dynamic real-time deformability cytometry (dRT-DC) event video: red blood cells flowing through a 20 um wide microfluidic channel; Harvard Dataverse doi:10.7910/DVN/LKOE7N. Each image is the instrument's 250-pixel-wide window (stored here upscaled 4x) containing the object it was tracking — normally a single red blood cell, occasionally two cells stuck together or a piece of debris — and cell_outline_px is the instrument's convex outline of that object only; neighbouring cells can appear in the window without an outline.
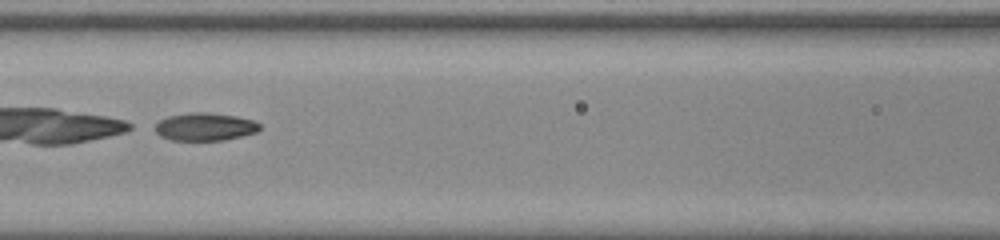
{"species": "common noctule bat (a hibernating species)", "species_latin": "Nyctalus noctula", "temperature_condition": "room temperature", "stored_images_in_passage": 55, "camera_frame_rate_fps": 3000, "um_per_image_px": 0.085, "animal": {"sex": "male", "body_mass_g": 20.0, "forearm_length_mm": 53.3}, "frame": {"image": 1, "passage_image": 28, "time_ms": 9.0, "image_size_px": [1000, 240], "cell_outline_px": [[260, 128], [256, 132], [224, 140], [168, 140], [160, 136], [156, 132], [156, 124], [160, 120], [168, 116], [188, 112], [208, 112], [236, 116], [252, 120], [260, 124]], "centroid_in_image_um": [17.4, 10.77], "position_along_channel_um": 149.2, "area_um2": 16.94}}
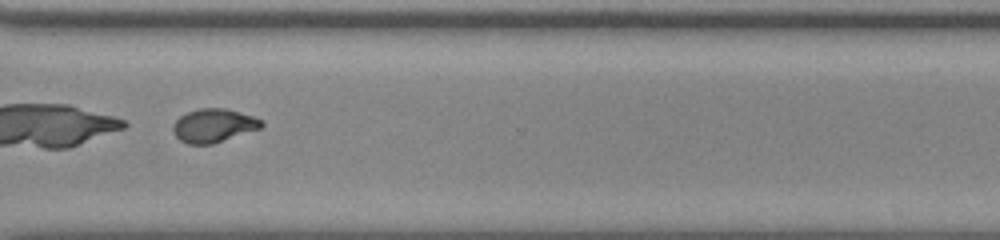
{"frame": {"image": 2, "passage_image": 44, "time_ms": 14.333, "image_size_px": [1000, 240], "cell_outline_px": [[264, 124], [260, 128], [212, 144], [188, 144], [180, 140], [176, 136], [172, 128], [176, 120], [180, 116], [188, 112], [200, 108], [224, 108], [252, 116], [260, 120]], "centroid_in_image_um": [18.13, 10.67], "position_along_channel_um": 352.5, "area_um2": 16.94}}